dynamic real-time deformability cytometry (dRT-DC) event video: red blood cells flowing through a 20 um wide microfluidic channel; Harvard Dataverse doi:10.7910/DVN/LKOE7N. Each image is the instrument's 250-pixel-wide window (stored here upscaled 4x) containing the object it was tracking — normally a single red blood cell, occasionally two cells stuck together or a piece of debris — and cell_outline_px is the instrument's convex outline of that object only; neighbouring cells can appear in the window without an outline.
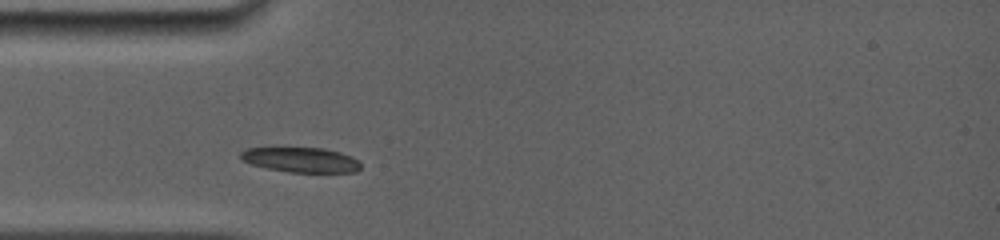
{"species": "common noctule bat (a hibernating species)", "species_latin": "Nyctalus noctula", "temperature_condition": "room temperature", "stored_images_in_passage": 35, "camera_frame_rate_fps": 5000, "um_per_image_px": 0.085, "animal": {"sex": "female", "body_mass_g": 19.0, "forearm_length_mm": 56.7}, "frame": {"image": 1, "passage_image": 4, "time_ms": 1.2, "image_size_px": [1000, 240], "cell_outline_px": [[360, 168], [356, 172], [288, 172], [268, 168], [252, 164], [240, 160], [240, 152], [248, 148], [324, 148], [340, 152], [352, 156], [360, 164]], "centroid_in_image_um": [25.57, 13.58], "position_along_channel_um": 59.4, "area_um2": 17.34}}
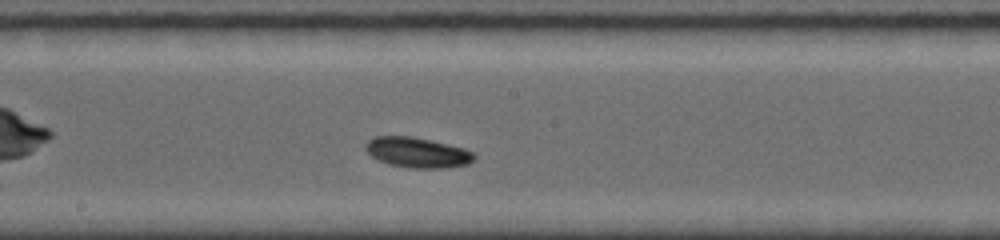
{"frame": {"image": 2, "passage_image": 20, "time_ms": 5.2, "image_size_px": [1000, 240], "cell_outline_px": [[476, 156], [468, 164], [444, 168], [408, 168], [388, 164], [372, 156], [364, 148], [364, 144], [368, 140], [376, 136], [412, 136], [464, 148], [472, 152]], "centroid_in_image_um": [35.45, 12.96], "position_along_channel_um": 212.8, "area_um2": 19.07}}
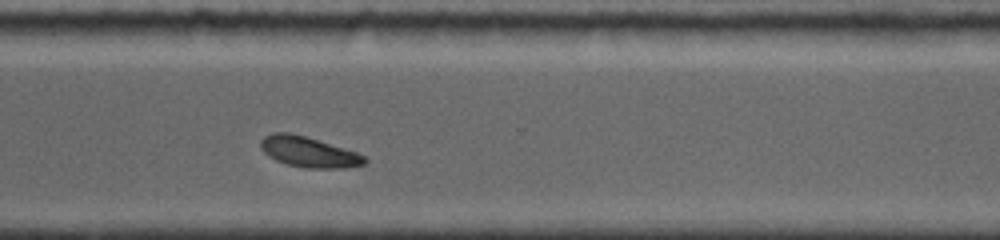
{"frame": {"image": 3, "passage_image": 29, "time_ms": 8.6, "image_size_px": [1000, 240], "cell_outline_px": [[368, 160], [364, 164], [344, 168], [304, 168], [288, 164], [276, 160], [268, 156], [260, 148], [260, 140], [264, 136], [272, 132], [288, 132], [304, 136], [356, 152], [364, 156]], "centroid_in_image_um": [26.2, 12.91], "position_along_channel_um": 344.4, "area_um2": 18.32}, "authors_computed_cell_mechanics": {"area_um2": 18.3226, "velocity_mm_per_s": 3.8585, "shape_relaxation_time_tau1_ms": 1.9156, "shape_relaxation_time_tau2_ms": null, "deformation_change_tau1": 0.0998, "deformation_change_tau2": null}}